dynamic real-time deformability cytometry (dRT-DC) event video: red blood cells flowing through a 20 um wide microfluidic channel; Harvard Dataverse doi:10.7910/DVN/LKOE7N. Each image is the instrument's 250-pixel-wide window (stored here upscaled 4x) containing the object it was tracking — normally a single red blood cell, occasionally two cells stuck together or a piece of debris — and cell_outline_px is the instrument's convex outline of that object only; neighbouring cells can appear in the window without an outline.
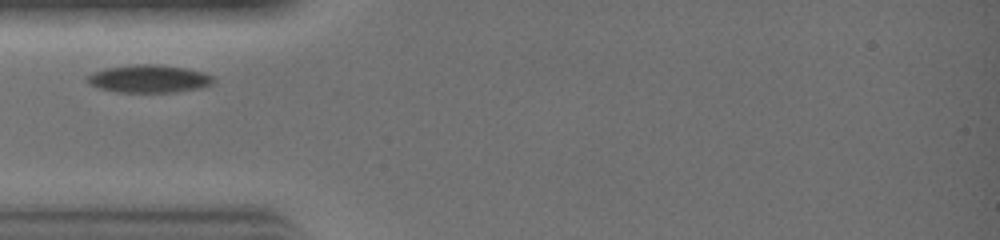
{"species": "common noctule bat (a hibernating species)", "species_latin": "Nyctalus noctula", "temperature_condition": "warm", "stored_images_in_passage": 10, "camera_frame_rate_fps": 3000, "um_per_image_px": 0.085, "animal": {"sex": "female", "body_mass_g": 19.0, "forearm_length_mm": 51.5}, "frame": {"image": 1, "passage_image": 1, "time_ms": 0.0, "image_size_px": [1000, 240], "cell_outline_px": [[216, 80], [212, 84], [204, 88], [176, 92], [116, 92], [96, 88], [88, 84], [84, 80], [92, 72], [108, 68], [132, 64], [160, 64], [184, 68], [204, 72], [212, 76]], "centroid_in_image_um": [12.66, 6.7], "position_along_channel_um": 72.3, "area_um2": 20.81}}